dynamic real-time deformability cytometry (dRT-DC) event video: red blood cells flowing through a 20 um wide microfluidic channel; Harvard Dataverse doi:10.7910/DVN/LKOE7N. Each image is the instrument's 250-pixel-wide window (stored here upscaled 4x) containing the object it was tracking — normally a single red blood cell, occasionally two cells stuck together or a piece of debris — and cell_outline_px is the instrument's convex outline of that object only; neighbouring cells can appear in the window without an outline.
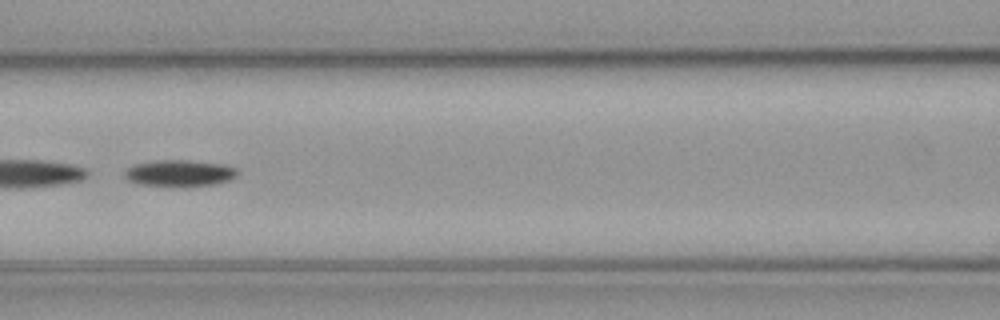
{"species": "common noctule bat (a hibernating species)", "species_latin": "Nyctalus noctula", "temperature_condition": "cold", "stored_images_in_passage": 56, "segment_of_instrument_passage": [2, 2], "camera_frame_rate_fps": 3000, "um_per_image_px": 0.085, "animal": {"sex": "male", "body_mass_g": 23.1, "forearm_length_mm": 52.7}, "frame": {"image": 1, "passage_image": 25, "time_ms": 8.0, "image_size_px": [1000, 320], "cell_outline_px": [[236, 176], [228, 180], [212, 184], [136, 184], [128, 180], [124, 176], [124, 172], [128, 168], [136, 164], [156, 160], [188, 160], [220, 164], [236, 168]], "centroid_in_image_um": [15.21, 14.68], "position_along_channel_um": 151.4, "area_um2": 16.47}}